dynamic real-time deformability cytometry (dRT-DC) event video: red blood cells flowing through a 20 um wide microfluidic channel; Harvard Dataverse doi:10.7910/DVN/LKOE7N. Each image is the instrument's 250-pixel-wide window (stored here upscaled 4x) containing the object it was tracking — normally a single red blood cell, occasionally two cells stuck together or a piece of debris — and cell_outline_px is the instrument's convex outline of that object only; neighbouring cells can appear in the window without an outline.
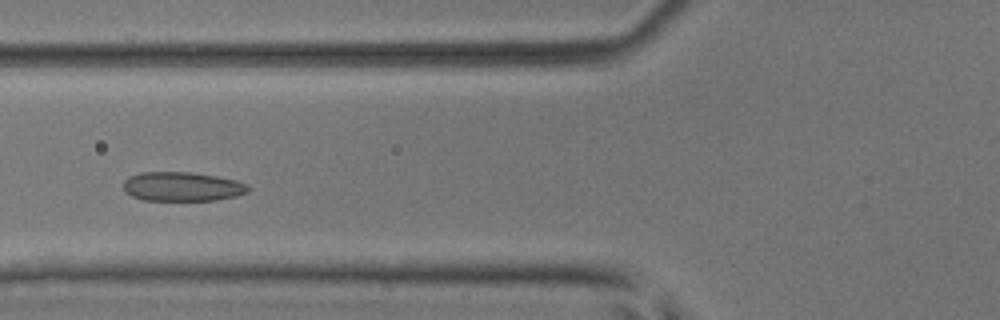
{"species": "common noctule bat (a hibernating species)", "species_latin": "Nyctalus noctula", "temperature_condition": "room temperature", "stored_images_in_passage": 44, "camera_frame_rate_fps": 3000, "um_per_image_px": 0.085, "animal": {"sex": "male", "body_mass_g": 17.9, "forearm_length_mm": 54.2}, "frame": {"image": 1, "passage_image": 13, "time_ms": 4.0, "image_size_px": [1000, 320], "cell_outline_px": [[252, 188], [248, 192], [236, 196], [216, 200], [144, 200], [132, 196], [124, 192], [124, 180], [128, 176], [140, 172], [192, 172], [216, 176], [236, 180], [248, 184]], "centroid_in_image_um": [15.5, 15.85], "position_along_channel_um": 110.3, "area_um2": 21.44}}
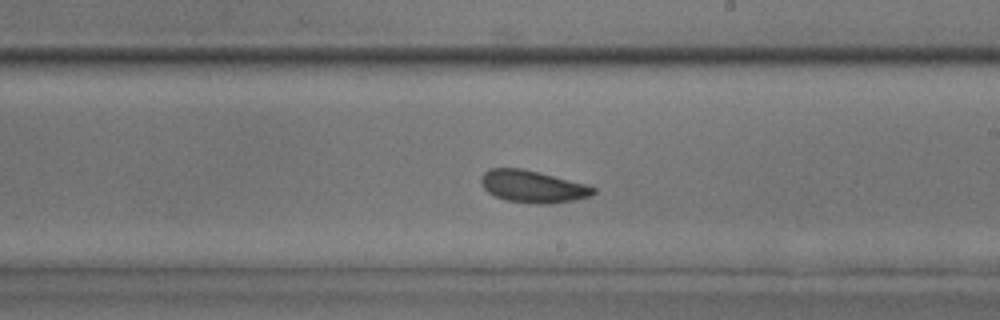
{"frame": {"image": 2, "passage_image": 23, "time_ms": 7.333, "image_size_px": [1000, 320], "cell_outline_px": [[596, 192], [592, 196], [572, 200], [548, 204], [536, 204], [504, 200], [488, 192], [484, 188], [480, 180], [480, 176], [488, 168], [520, 168], [584, 184], [596, 188]], "centroid_in_image_um": [45.24, 15.86], "position_along_channel_um": 243.8, "area_um2": 20.81}}
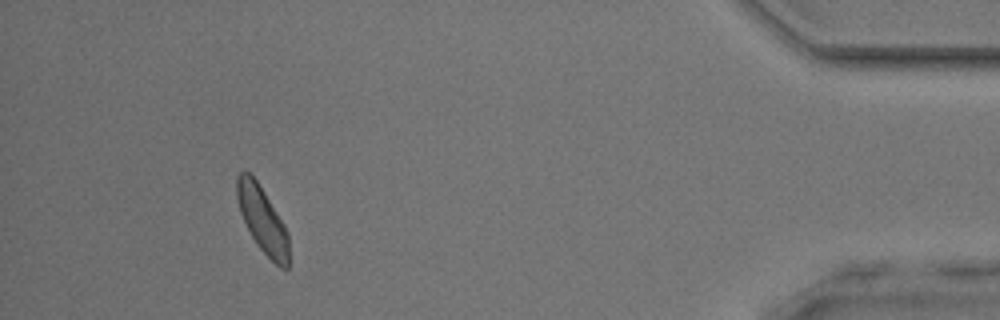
{"frame": {"image": 3, "passage_image": 40, "time_ms": 13.0, "image_size_px": [1000, 320], "cell_outline_px": [[288, 268], [280, 268], [256, 244], [240, 212], [236, 196], [236, 176], [244, 168], [256, 180], [264, 192], [284, 224], [288, 232]], "centroid_in_image_um": [22.29, 18.64], "position_along_channel_um": 412.9, "area_um2": 19.71}, "authors_computed_cell_mechanics": {"area_um2": 20.6346, "velocity_mm_per_s": 4.0226, "shape_relaxation_time_tau1_ms": 2.5666, "shape_relaxation_time_tau2_ms": 2.4449, "deformation_change_tau1": 0.069, "deformation_change_tau2": 0.0701}}